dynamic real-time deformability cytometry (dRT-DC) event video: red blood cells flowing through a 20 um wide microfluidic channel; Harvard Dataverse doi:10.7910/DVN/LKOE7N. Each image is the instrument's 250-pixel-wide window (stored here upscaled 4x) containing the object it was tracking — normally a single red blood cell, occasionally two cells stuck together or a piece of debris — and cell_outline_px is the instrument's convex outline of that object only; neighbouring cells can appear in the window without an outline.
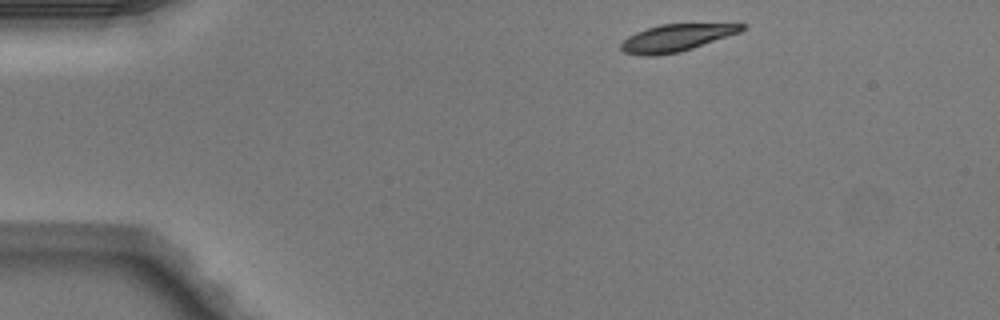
{"species": "Egyptian fruit bat (a non-hibernating species)", "species_latin": "Rousettus aegyptiacus", "temperature_condition": "warm", "stored_images_in_passage": 42, "camera_frame_rate_fps": 3000, "um_per_image_px": 0.085, "animal": {"sex": "male"}, "frame": {"image": 1, "passage_image": 1, "time_ms": 0.0, "image_size_px": [1000, 320], "cell_outline_px": [[748, 24], [740, 32], [680, 52], [656, 56], [644, 56], [624, 52], [620, 48], [620, 44], [628, 36], [636, 32], [660, 24]], "centroid_in_image_um": [57.45, 3.22], "position_along_channel_um": 27.6, "area_um2": 18.9}}
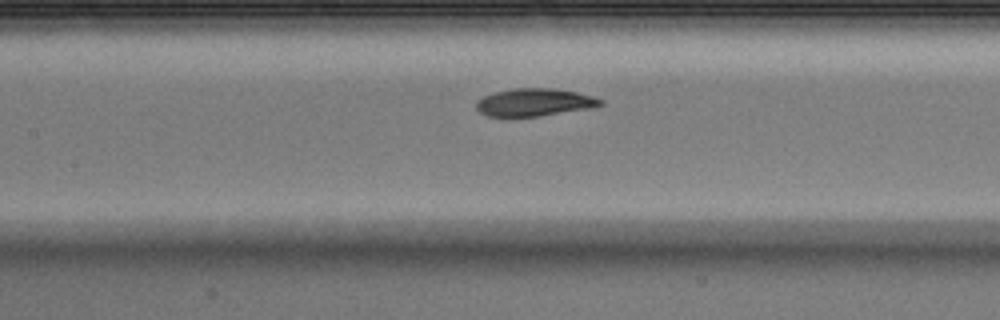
{"frame": {"image": 2, "passage_image": 16, "time_ms": 5.0, "image_size_px": [1000, 320], "cell_outline_px": [[604, 104], [596, 108], [540, 116], [508, 120], [488, 116], [480, 112], [476, 108], [476, 100], [484, 96], [496, 92], [512, 88], [552, 88], [576, 92], [592, 96], [604, 100]], "centroid_in_image_um": [45.41, 8.74], "position_along_channel_um": 162.0, "area_um2": 20.92}}
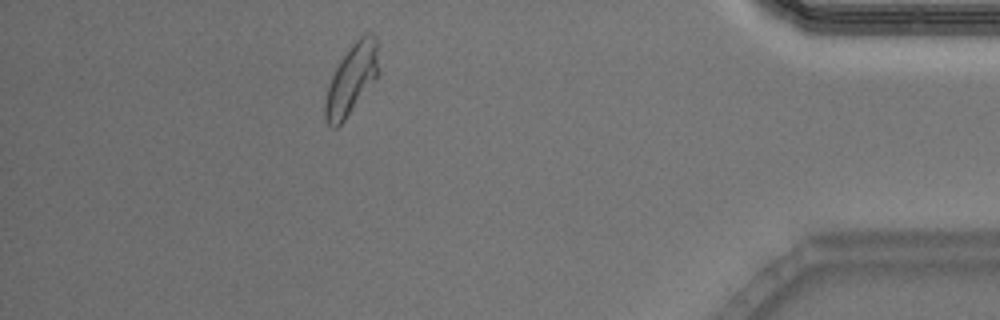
{"frame": {"image": 3, "passage_image": 37, "time_ms": 12.0, "image_size_px": [1000, 320], "cell_outline_px": [[376, 80], [344, 120], [336, 128], [332, 128], [328, 124], [324, 116], [324, 100], [332, 76], [336, 68], [352, 44], [360, 36], [368, 32], [376, 36]], "centroid_in_image_um": [29.85, 6.78], "position_along_channel_um": 405.4, "area_um2": 21.21}, "authors_computed_cell_mechanics": {"area_um2": 20.9525, "velocity_mm_per_s": 4.0949, "shape_relaxation_time_tau1_ms": 2.4612, "shape_relaxation_time_tau2_ms": 2.035, "deformation_change_tau1": 0.1426, "deformation_change_tau2": 0.0757}}